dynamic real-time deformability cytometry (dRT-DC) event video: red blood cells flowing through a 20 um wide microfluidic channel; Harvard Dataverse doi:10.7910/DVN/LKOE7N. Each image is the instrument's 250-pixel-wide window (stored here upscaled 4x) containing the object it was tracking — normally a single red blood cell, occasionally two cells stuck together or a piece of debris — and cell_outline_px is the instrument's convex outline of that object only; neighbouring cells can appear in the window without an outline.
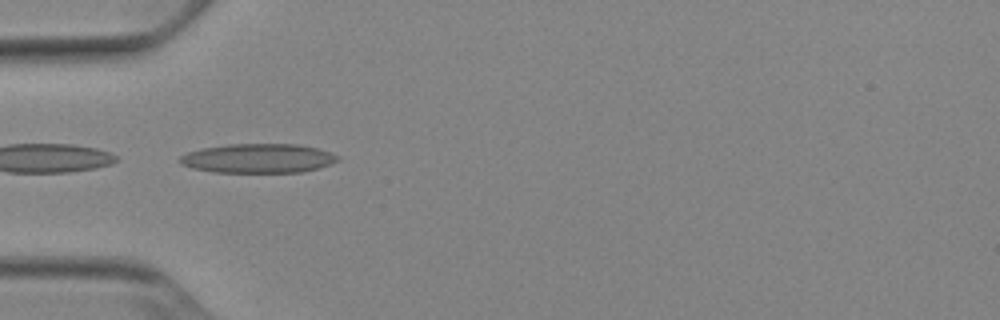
{"species": "Egyptian fruit bat (a non-hibernating species)", "species_latin": "Rousettus aegyptiacus", "temperature_condition": "cold", "stored_images_in_passage": 36, "camera_frame_rate_fps": 3000, "um_per_image_px": 0.085, "animal": {"sex": "female"}, "frame": {"image": 1, "passage_image": 1, "time_ms": 0.0, "image_size_px": [1000, 320], "cell_outline_px": [[340, 160], [304, 172], [212, 172], [192, 168], [180, 164], [176, 160], [180, 156], [188, 152], [204, 148], [228, 144], [296, 144], [316, 148], [340, 156]], "centroid_in_image_um": [21.9, 13.46], "position_along_channel_um": 63.1, "area_um2": 26.82}}
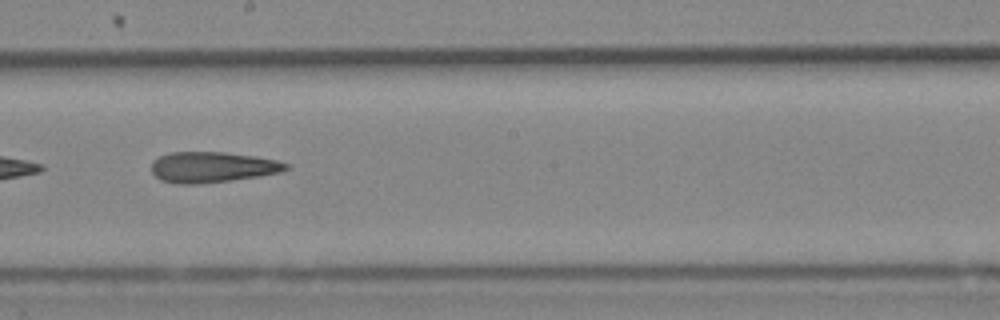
{"frame": {"image": 2, "passage_image": 14, "time_ms": 4.333, "image_size_px": [1000, 320], "cell_outline_px": [[292, 168], [280, 172], [260, 176], [232, 180], [200, 184], [176, 184], [160, 180], [152, 172], [152, 160], [168, 152], [224, 152], [256, 156], [276, 160], [292, 164]], "centroid_in_image_um": [18.08, 14.21], "position_along_channel_um": 230.1, "area_um2": 24.39}}
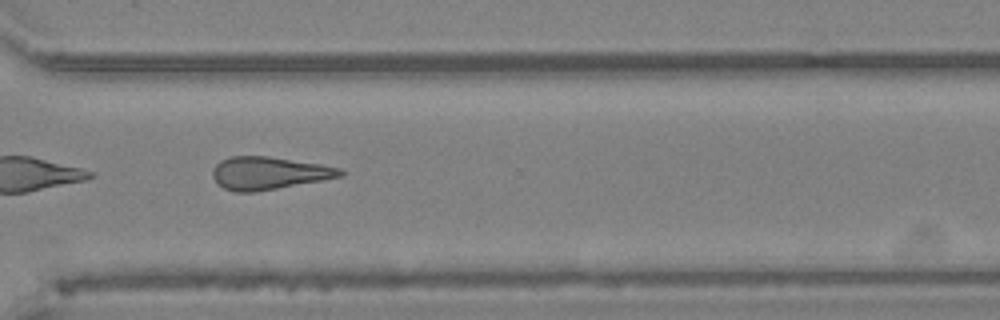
{"frame": {"image": 3, "passage_image": 23, "time_ms": 7.333, "image_size_px": [1000, 320], "cell_outline_px": [[348, 172], [344, 176], [324, 180], [256, 192], [236, 192], [224, 188], [212, 176], [212, 168], [220, 160], [228, 156], [268, 156], [320, 164], [340, 168]], "centroid_in_image_um": [22.88, 14.71], "position_along_channel_um": 347.7, "area_um2": 24.51}}